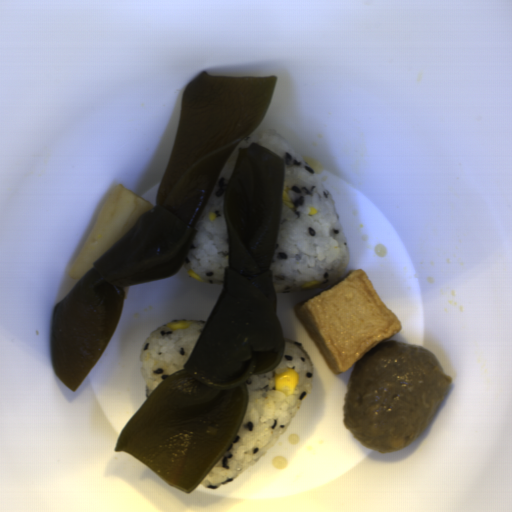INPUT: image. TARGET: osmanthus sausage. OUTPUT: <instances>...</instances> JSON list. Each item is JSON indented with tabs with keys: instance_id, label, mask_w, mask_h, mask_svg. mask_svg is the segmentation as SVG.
<instances>
[{
	"instance_id": "osmanthus-sausage-1",
	"label": "osmanthus sausage",
	"mask_w": 512,
	"mask_h": 512,
	"mask_svg": "<svg viewBox=\"0 0 512 512\" xmlns=\"http://www.w3.org/2000/svg\"><path fill=\"white\" fill-rule=\"evenodd\" d=\"M151 209L154 207L150 201L134 194L124 184H117L103 203L68 276L79 279L90 271L92 263L122 238L140 216Z\"/></svg>"
},
{
	"instance_id": "osmanthus-sausage-2",
	"label": "osmanthus sausage",
	"mask_w": 512,
	"mask_h": 512,
	"mask_svg": "<svg viewBox=\"0 0 512 512\" xmlns=\"http://www.w3.org/2000/svg\"><path fill=\"white\" fill-rule=\"evenodd\" d=\"M129 289H130V287H129V286H128V287H124V296H123V299H124V300H125V299H127V297H128V291H129Z\"/></svg>"
}]
</instances>
